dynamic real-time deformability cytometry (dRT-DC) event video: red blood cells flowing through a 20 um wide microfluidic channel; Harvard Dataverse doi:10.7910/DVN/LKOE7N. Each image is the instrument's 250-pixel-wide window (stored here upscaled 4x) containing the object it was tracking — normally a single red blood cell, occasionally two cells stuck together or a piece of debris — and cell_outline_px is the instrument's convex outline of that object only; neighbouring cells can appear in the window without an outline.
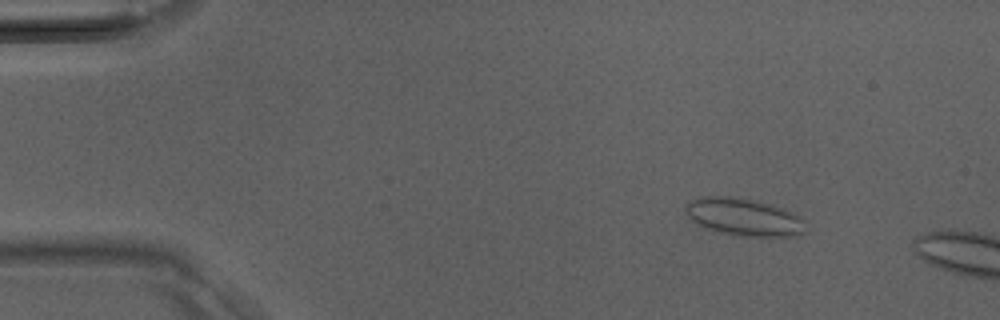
{"species": "Egyptian fruit bat (a non-hibernating species)", "species_latin": "Rousettus aegyptiacus", "temperature_condition": "room temperature", "stored_images_in_passage": 6, "camera_frame_rate_fps": 3000, "um_per_image_px": 0.085, "animal": {"sex": "male"}, "frame": {"image": 1, "passage_image": 3, "time_ms": 0.667, "image_size_px": [1000, 320], "cell_outline_px": [[812, 228], [796, 236], [736, 236], [708, 228], [692, 220], [684, 212], [684, 208], [692, 200], [704, 196], [728, 196], [752, 200], [772, 204], [784, 208], [800, 216]], "centroid_in_image_um": [63.32, 18.45], "position_along_channel_um": 21.7, "area_um2": 26.36}}